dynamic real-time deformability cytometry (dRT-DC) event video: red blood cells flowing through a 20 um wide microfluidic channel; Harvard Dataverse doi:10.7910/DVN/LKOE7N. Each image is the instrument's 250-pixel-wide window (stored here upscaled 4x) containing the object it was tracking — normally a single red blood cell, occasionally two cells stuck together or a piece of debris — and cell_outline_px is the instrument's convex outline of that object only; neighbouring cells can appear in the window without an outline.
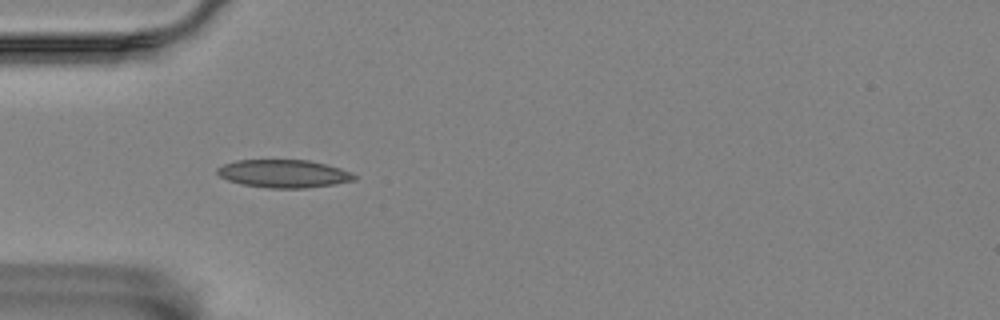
{"species": "Egyptian fruit bat (a non-hibernating species)", "species_latin": "Rousettus aegyptiacus", "temperature_condition": "room temperature", "stored_images_in_passage": 12, "camera_frame_rate_fps": 3000, "um_per_image_px": 0.085, "animal": {"sex": "female"}, "frame": {"image": 1, "passage_image": 2, "time_ms": 2.0, "image_size_px": [1000, 320], "cell_outline_px": [[356, 180], [336, 184], [308, 188], [268, 188], [240, 184], [228, 180], [220, 176], [216, 172], [216, 168], [224, 164], [236, 160], [308, 160], [340, 168], [352, 172], [356, 176]], "centroid_in_image_um": [24.12, 14.77], "position_along_channel_um": 60.9, "area_um2": 22.43}}
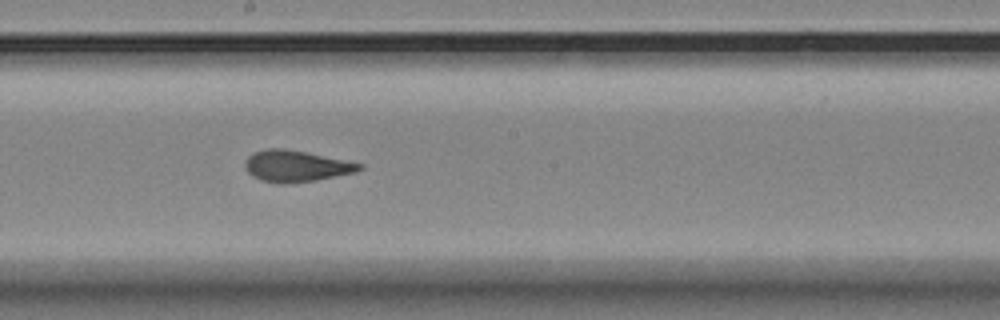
{"frame": {"image": 2, "passage_image": 6, "time_ms": 6.667, "image_size_px": [1000, 320], "cell_outline_px": [[364, 168], [356, 172], [316, 180], [288, 184], [280, 184], [260, 180], [252, 176], [248, 172], [244, 164], [248, 156], [252, 152], [268, 148], [284, 148], [364, 164]], "centroid_in_image_um": [25.14, 14.12], "position_along_channel_um": 223.1, "area_um2": 20.92}}
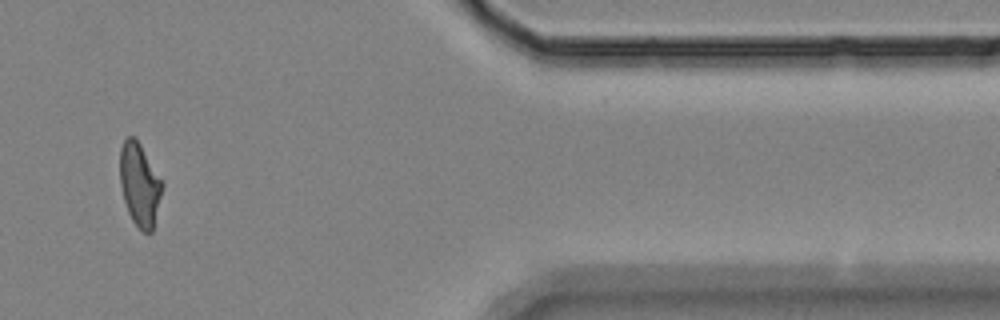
{"frame": {"image": 3, "passage_image": 11, "time_ms": 12.667, "image_size_px": [1000, 320], "cell_outline_px": [[164, 188], [152, 232], [144, 232], [132, 220], [128, 212], [124, 200], [120, 184], [120, 148], [124, 140], [128, 136], [136, 136], [164, 184]], "centroid_in_image_um": [11.88, 15.66], "position_along_channel_um": 399.5, "area_um2": 20.58}, "authors_computed_cell_mechanics": {"area_um2": 21.0392, "velocity_mm_per_s": 3.5018, "shape_relaxation_time_tau1_ms": 5.5605, "shape_relaxation_time_tau2_ms": 1.0955, "deformation_change_tau1": 0.1523, "deformation_change_tau2": 0.0422}}